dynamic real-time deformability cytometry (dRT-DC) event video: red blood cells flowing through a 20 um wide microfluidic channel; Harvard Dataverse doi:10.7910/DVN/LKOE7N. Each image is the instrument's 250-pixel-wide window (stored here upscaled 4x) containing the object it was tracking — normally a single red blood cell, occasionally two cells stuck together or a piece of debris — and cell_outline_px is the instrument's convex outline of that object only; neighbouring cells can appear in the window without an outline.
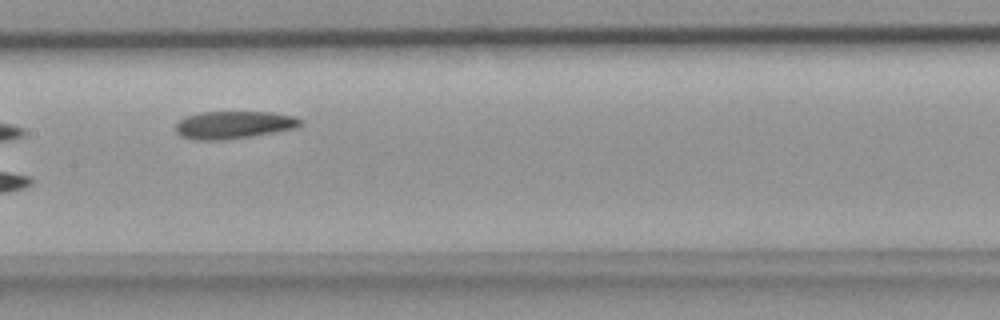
{"species": "common noctule bat (a hibernating species)", "species_latin": "Nyctalus noctula", "temperature_condition": "room temperature", "stored_images_in_passage": 6, "camera_frame_rate_fps": 3000, "um_per_image_px": 0.085, "animal": {"sex": "female", "body_mass_g": 18.4}, "frame": {"image": 1, "passage_image": 5, "time_ms": 1.333, "image_size_px": [1000, 320], "cell_outline_px": [[304, 124], [296, 128], [248, 136], [220, 140], [196, 140], [180, 136], [176, 132], [176, 124], [184, 116], [200, 112], [272, 112], [296, 116], [304, 120]], "centroid_in_image_um": [19.88, 10.6], "position_along_channel_um": 187.5, "area_um2": 20.11}}
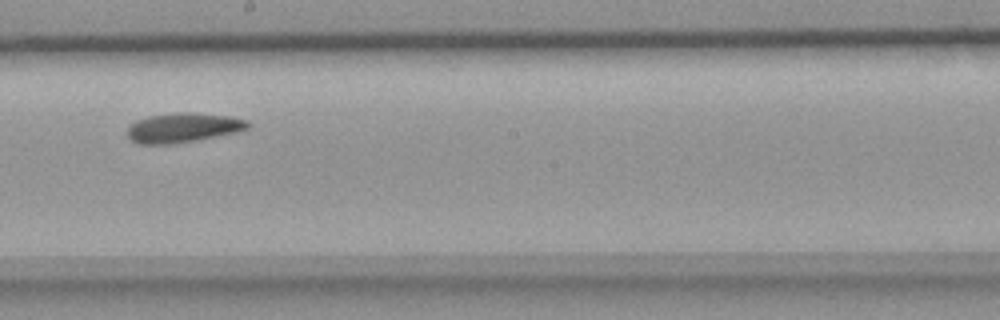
{"frame": {"image": 2, "passage_image": 6, "time_ms": 1.667, "image_size_px": [1000, 320], "cell_outline_px": [[252, 124], [248, 128], [240, 132], [196, 140], [168, 144], [140, 144], [132, 140], [128, 136], [128, 128], [136, 120], [148, 116], [180, 112], [192, 112], [228, 116], [248, 120]], "centroid_in_image_um": [15.62, 10.85], "position_along_channel_um": 232.6, "area_um2": 20.75}}